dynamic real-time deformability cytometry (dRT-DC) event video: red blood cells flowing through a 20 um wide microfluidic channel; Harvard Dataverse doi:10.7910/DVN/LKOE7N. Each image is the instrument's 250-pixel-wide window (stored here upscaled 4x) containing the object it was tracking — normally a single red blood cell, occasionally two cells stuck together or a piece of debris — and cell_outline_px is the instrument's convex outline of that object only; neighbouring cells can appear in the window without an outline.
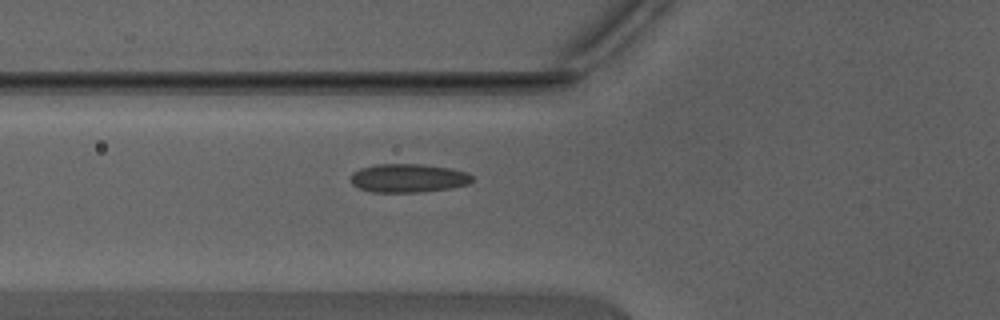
{"species": "Egyptian fruit bat (a non-hibernating species)", "species_latin": "Rousettus aegyptiacus", "temperature_condition": "warm", "stored_images_in_passage": 31, "camera_frame_rate_fps": 3000, "um_per_image_px": 0.085, "animal": {"sex": "male"}, "frame": {"image": 1, "passage_image": 2, "time_ms": 0.333, "image_size_px": [1000, 320], "cell_outline_px": [[472, 180], [468, 184], [452, 188], [416, 192], [372, 192], [360, 188], [352, 184], [348, 180], [348, 176], [352, 172], [360, 168], [376, 164], [424, 164], [448, 168], [468, 172], [472, 176]], "centroid_in_image_um": [34.65, 15.13], "position_along_channel_um": 91.1, "area_um2": 20.4}}
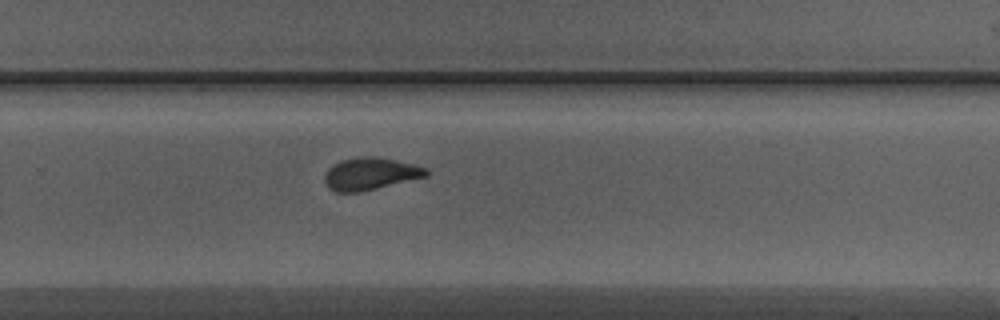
{"frame": {"image": 2, "passage_image": 16, "time_ms": 5.0, "image_size_px": [1000, 320], "cell_outline_px": [[428, 176], [360, 192], [336, 192], [328, 188], [324, 180], [324, 176], [328, 168], [340, 160], [364, 156], [376, 156], [396, 160], [428, 168]], "centroid_in_image_um": [31.47, 14.77], "position_along_channel_um": 298.3, "area_um2": 19.13}}
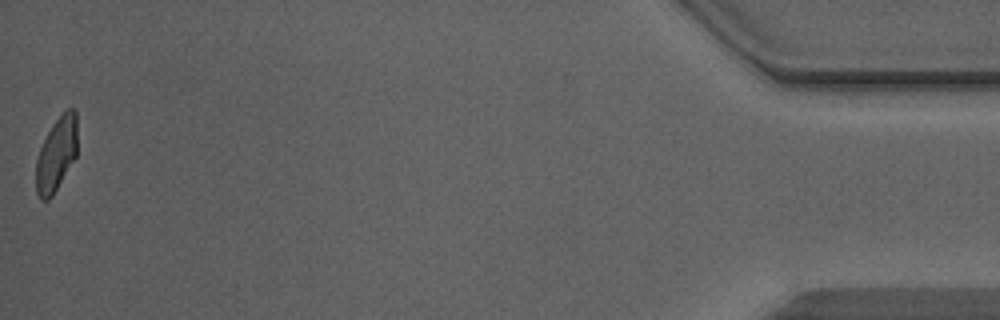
{"frame": {"image": 3, "passage_image": 31, "time_ms": 10.0, "image_size_px": [1000, 320], "cell_outline_px": [[76, 156], [52, 196], [48, 200], [40, 200], [36, 192], [36, 160], [40, 148], [52, 124], [68, 108], [72, 108], [76, 112]], "centroid_in_image_um": [4.78, 13.13], "position_along_channel_um": 430.4, "area_um2": 17.51}, "authors_computed_cell_mechanics": {"area_um2": 19.1896, "velocity_mm_per_s": 4.4399, "shape_relaxation_time_tau1_ms": 3.7943, "shape_relaxation_time_tau2_ms": 1.1043, "deformation_change_tau1": 0.1172, "deformation_change_tau2": 0.0623}}